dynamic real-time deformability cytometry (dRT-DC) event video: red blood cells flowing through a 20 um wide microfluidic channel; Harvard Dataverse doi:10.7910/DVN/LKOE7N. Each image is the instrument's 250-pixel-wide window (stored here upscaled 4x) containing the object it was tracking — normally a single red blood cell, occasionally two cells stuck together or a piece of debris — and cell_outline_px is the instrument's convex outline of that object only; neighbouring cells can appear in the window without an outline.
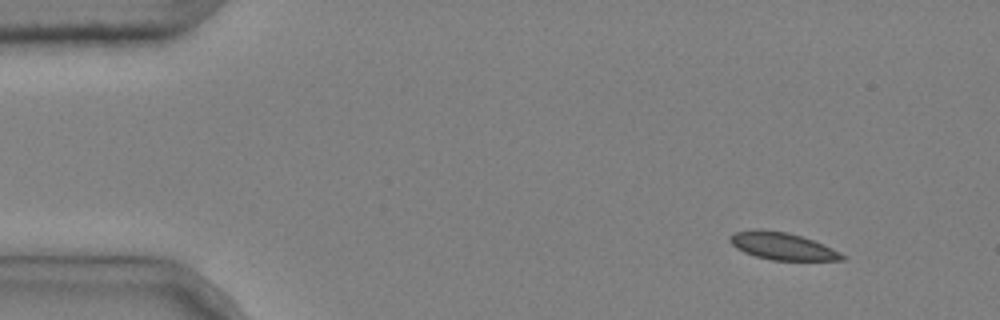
{"species": "common noctule bat (a hibernating species)", "species_latin": "Nyctalus noctula", "temperature_condition": "cold", "stored_images_in_passage": 3, "camera_frame_rate_fps": 3000, "um_per_image_px": 0.085, "animal": {"sex": "male", "body_mass_g": 20.4}, "frame": {"image": 1, "passage_image": 1, "time_ms": 0.0, "image_size_px": [1000, 320], "cell_outline_px": [[848, 260], [772, 260], [756, 256], [744, 252], [736, 248], [728, 240], [728, 236], [736, 232], [760, 228], [788, 232], [812, 240], [832, 248], [848, 256]], "centroid_in_image_um": [66.5, 20.92], "position_along_channel_um": 18.5, "area_um2": 17.92}}
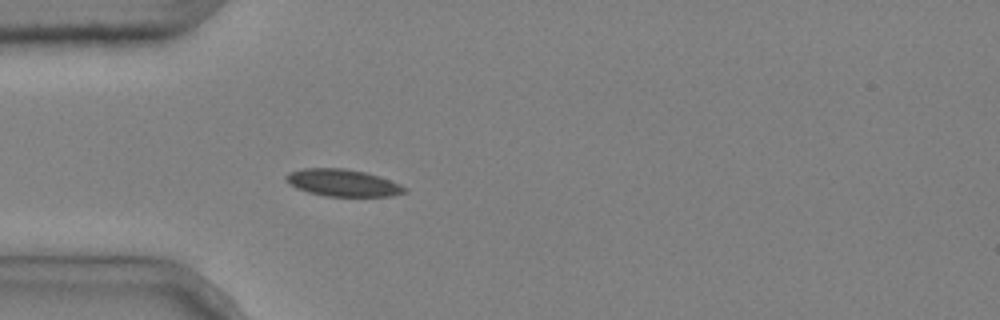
{"frame": {"image": 2, "passage_image": 3, "time_ms": 0.667, "image_size_px": [1000, 320], "cell_outline_px": [[408, 192], [392, 196], [324, 196], [308, 192], [296, 188], [284, 180], [284, 176], [288, 172], [304, 168], [344, 168], [364, 172], [380, 176], [400, 184], [408, 188]], "centroid_in_image_um": [29.13, 15.54], "position_along_channel_um": 55.9, "area_um2": 18.9}}